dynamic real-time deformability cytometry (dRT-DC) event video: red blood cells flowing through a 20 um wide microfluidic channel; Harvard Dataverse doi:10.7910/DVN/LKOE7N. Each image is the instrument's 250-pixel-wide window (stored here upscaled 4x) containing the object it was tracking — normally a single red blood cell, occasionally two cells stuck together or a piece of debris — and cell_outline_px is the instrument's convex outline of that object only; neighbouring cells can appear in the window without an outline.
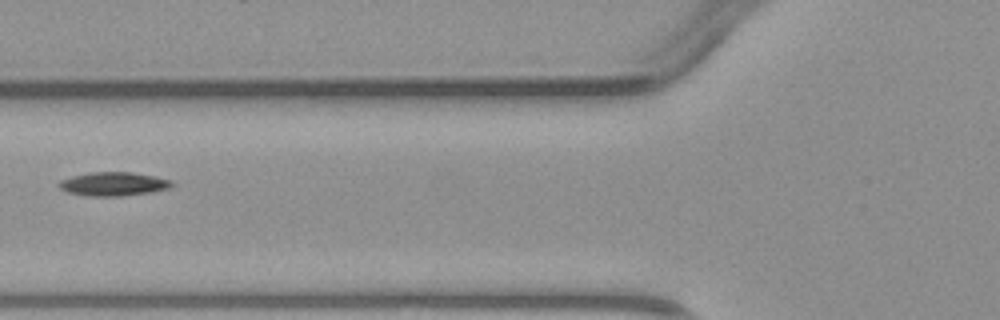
{"species": "common noctule bat (a hibernating species)", "species_latin": "Nyctalus noctula", "temperature_condition": "warm", "stored_images_in_passage": 7, "segment_of_instrument_passage": [1, 2], "camera_frame_rate_fps": 3000, "um_per_image_px": 0.085, "animal": {"sex": "male", "body_mass_g": 23.1, "forearm_length_mm": 52.7}, "frame": {"image": 1, "passage_image": 5, "time_ms": 4.667, "image_size_px": [1000, 320], "cell_outline_px": [[172, 184], [168, 188], [152, 192], [120, 196], [88, 196], [68, 192], [60, 188], [56, 184], [60, 180], [72, 176], [92, 172], [132, 172], [156, 176], [172, 180]], "centroid_in_image_um": [9.63, 15.63], "position_along_channel_um": 116.2, "area_um2": 15.61}}
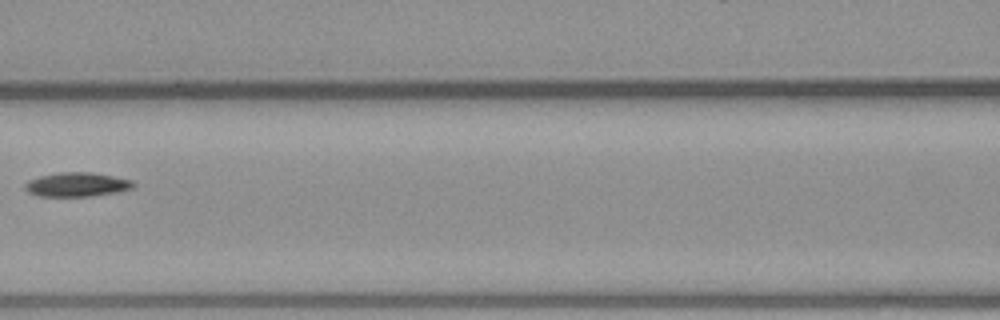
{"frame": {"image": 2, "passage_image": 6, "time_ms": 5.667, "image_size_px": [1000, 320], "cell_outline_px": [[136, 184], [132, 188], [116, 192], [92, 196], [40, 196], [28, 192], [24, 188], [24, 184], [28, 180], [40, 176], [60, 172], [92, 172], [132, 180]], "centroid_in_image_um": [6.52, 15.68], "position_along_channel_um": 160.1, "area_um2": 15.2}}